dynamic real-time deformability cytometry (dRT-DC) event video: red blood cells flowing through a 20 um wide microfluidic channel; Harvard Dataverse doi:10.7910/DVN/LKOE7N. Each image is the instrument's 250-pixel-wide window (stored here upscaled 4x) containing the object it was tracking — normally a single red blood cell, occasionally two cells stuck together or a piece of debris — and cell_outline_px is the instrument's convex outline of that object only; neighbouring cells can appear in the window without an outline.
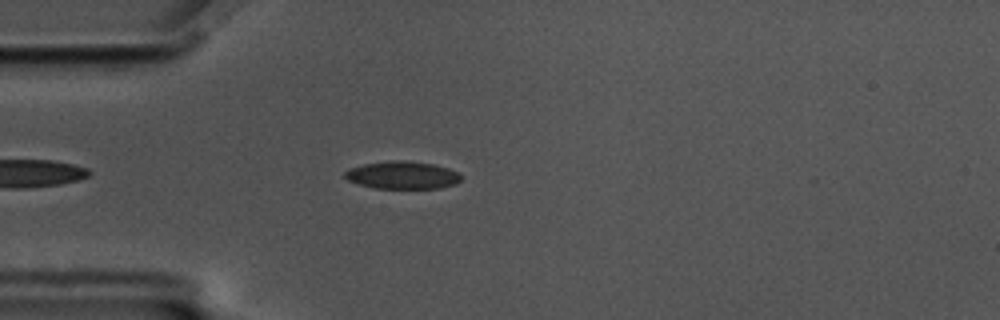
{"species": "common noctule bat (a hibernating species)", "species_latin": "Nyctalus noctula", "temperature_condition": "cold", "stored_images_in_passage": 48, "camera_frame_rate_fps": 3000, "um_per_image_px": 0.085, "animal": {"sex": "male", "body_mass_g": 17.5, "forearm_length_mm": 52.3}, "frame": {"image": 1, "passage_image": 6, "time_ms": 1.667, "image_size_px": [1000, 320], "cell_outline_px": [[460, 180], [456, 184], [440, 188], [376, 188], [360, 184], [348, 180], [344, 176], [344, 172], [348, 168], [364, 164], [392, 160], [404, 160], [432, 164], [448, 168], [460, 172]], "centroid_in_image_um": [34.21, 14.88], "position_along_channel_um": 50.8, "area_um2": 18.67}}
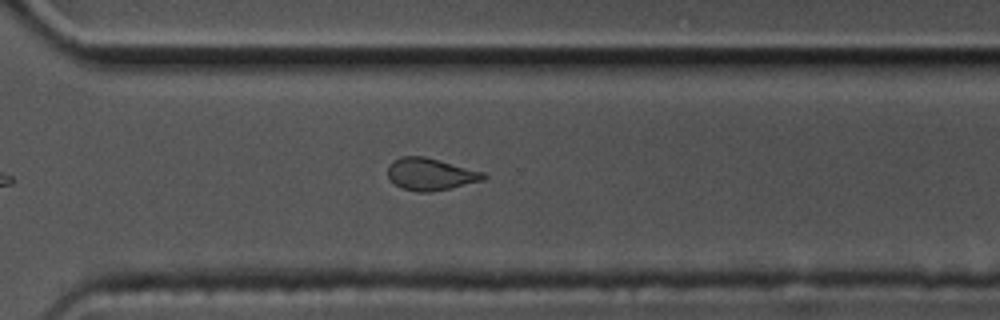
{"frame": {"image": 2, "passage_image": 31, "time_ms": 10.0, "image_size_px": [1000, 320], "cell_outline_px": [[488, 176], [484, 180], [452, 188], [432, 192], [416, 192], [400, 188], [388, 176], [388, 164], [392, 160], [400, 156], [424, 156], [440, 160], [484, 172]], "centroid_in_image_um": [36.59, 14.81], "position_along_channel_um": 334.0, "area_um2": 18.15}}
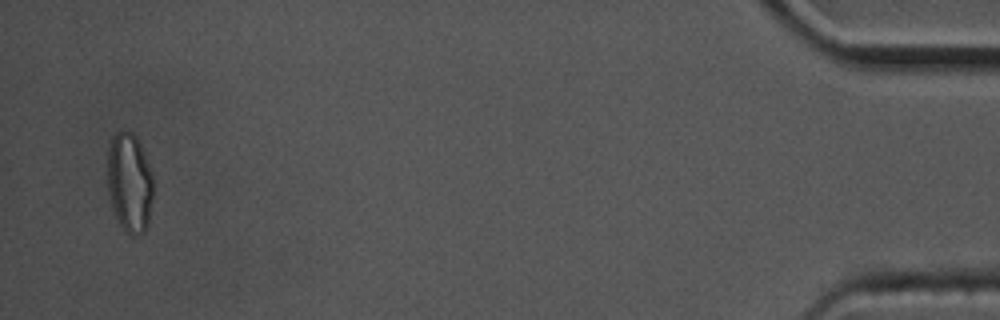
{"frame": {"image": 3, "passage_image": 46, "time_ms": 15.0, "image_size_px": [1000, 320], "cell_outline_px": [[152, 200], [148, 224], [144, 232], [140, 236], [132, 236], [124, 232], [116, 216], [112, 204], [108, 188], [108, 148], [112, 136], [116, 132], [124, 128], [132, 132], [136, 136], [140, 144], [152, 172]], "centroid_in_image_um": [11.02, 15.51], "position_along_channel_um": 424.2, "area_um2": 26.7}, "authors_computed_cell_mechanics": {"area_um2": 18.8717, "velocity_mm_per_s": 3.5108, "shape_relaxation_time_tau1_ms": 3.9165, "shape_relaxation_time_tau2_ms": 2.617, "deformation_change_tau1": 0.1319, "deformation_change_tau2": 0.0928}}